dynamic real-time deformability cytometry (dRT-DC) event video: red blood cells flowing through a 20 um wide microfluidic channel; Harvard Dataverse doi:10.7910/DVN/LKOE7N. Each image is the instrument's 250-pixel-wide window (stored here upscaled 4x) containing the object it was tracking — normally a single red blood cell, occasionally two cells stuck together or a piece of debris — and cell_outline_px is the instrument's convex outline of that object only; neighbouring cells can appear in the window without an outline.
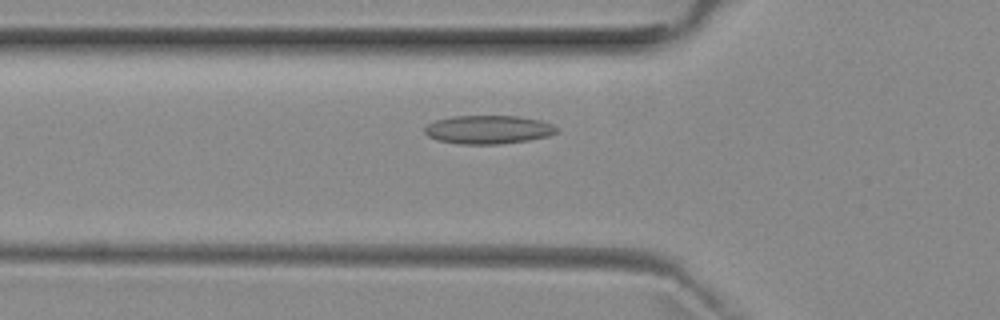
{"species": "common noctule bat (a hibernating species)", "species_latin": "Nyctalus noctula", "temperature_condition": "room temperature", "stored_images_in_passage": 52, "camera_frame_rate_fps": 3000, "um_per_image_px": 0.085, "animal": {"sex": "female", "body_mass_g": 29.2, "forearm_length_mm": 56.3}, "frame": {"image": 1, "passage_image": 17, "time_ms": 5.333, "image_size_px": [1000, 320], "cell_outline_px": [[560, 128], [556, 132], [548, 136], [528, 140], [500, 144], [460, 144], [436, 140], [428, 136], [424, 132], [424, 128], [428, 124], [436, 120], [452, 116], [520, 116], [540, 120], [552, 124]], "centroid_in_image_um": [41.5, 11.01], "position_along_channel_um": 84.3, "area_um2": 22.02}}
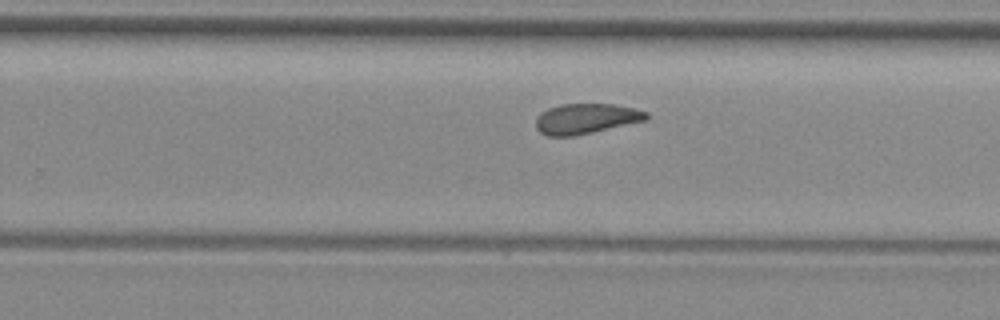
{"frame": {"image": 2, "passage_image": 32, "time_ms": 10.333, "image_size_px": [1000, 320], "cell_outline_px": [[648, 120], [572, 136], [548, 136], [540, 132], [536, 128], [536, 116], [540, 112], [548, 108], [560, 104], [612, 104], [636, 108], [648, 112]], "centroid_in_image_um": [49.8, 10.07], "position_along_channel_um": 280.0, "area_um2": 19.54}}
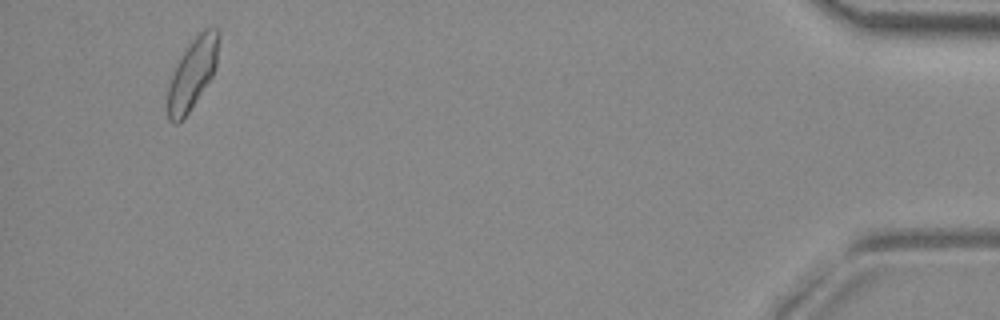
{"frame": {"image": 3, "passage_image": 49, "time_ms": 16.0, "image_size_px": [1000, 320], "cell_outline_px": [[220, 36], [216, 68], [212, 76], [188, 112], [176, 124], [172, 124], [168, 120], [168, 88], [176, 64], [192, 40], [204, 28], [216, 28], [220, 32]], "centroid_in_image_um": [16.38, 6.23], "position_along_channel_um": 418.8, "area_um2": 20.58}, "authors_computed_cell_mechanics": {"area_um2": 20.4612, "velocity_mm_per_s": 3.914, "shape_relaxation_time_tau1_ms": 8.2189, "shape_relaxation_time_tau2_ms": 1.4621, "deformation_change_tau1": 0.1469, "deformation_change_tau2": 0.07}}